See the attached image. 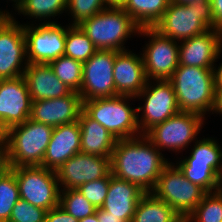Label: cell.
<instances>
[{"label": "cell", "mask_w": 222, "mask_h": 222, "mask_svg": "<svg viewBox=\"0 0 222 222\" xmlns=\"http://www.w3.org/2000/svg\"><path fill=\"white\" fill-rule=\"evenodd\" d=\"M23 24L28 64H49L64 55L66 31L70 24Z\"/></svg>", "instance_id": "obj_13"}, {"label": "cell", "mask_w": 222, "mask_h": 222, "mask_svg": "<svg viewBox=\"0 0 222 222\" xmlns=\"http://www.w3.org/2000/svg\"><path fill=\"white\" fill-rule=\"evenodd\" d=\"M98 49L78 25H71L66 31L64 55L72 59L88 61Z\"/></svg>", "instance_id": "obj_29"}, {"label": "cell", "mask_w": 222, "mask_h": 222, "mask_svg": "<svg viewBox=\"0 0 222 222\" xmlns=\"http://www.w3.org/2000/svg\"><path fill=\"white\" fill-rule=\"evenodd\" d=\"M214 137L195 140L188 157L179 158L176 164H200L213 167L222 176V148Z\"/></svg>", "instance_id": "obj_26"}, {"label": "cell", "mask_w": 222, "mask_h": 222, "mask_svg": "<svg viewBox=\"0 0 222 222\" xmlns=\"http://www.w3.org/2000/svg\"><path fill=\"white\" fill-rule=\"evenodd\" d=\"M107 0H67L68 15L70 13V25H79L83 20L100 13L109 7Z\"/></svg>", "instance_id": "obj_34"}, {"label": "cell", "mask_w": 222, "mask_h": 222, "mask_svg": "<svg viewBox=\"0 0 222 222\" xmlns=\"http://www.w3.org/2000/svg\"><path fill=\"white\" fill-rule=\"evenodd\" d=\"M115 50L100 49L83 62L82 84L78 92L82 101L118 96L114 85Z\"/></svg>", "instance_id": "obj_14"}, {"label": "cell", "mask_w": 222, "mask_h": 222, "mask_svg": "<svg viewBox=\"0 0 222 222\" xmlns=\"http://www.w3.org/2000/svg\"><path fill=\"white\" fill-rule=\"evenodd\" d=\"M131 222H184L166 202L146 192L136 205Z\"/></svg>", "instance_id": "obj_24"}, {"label": "cell", "mask_w": 222, "mask_h": 222, "mask_svg": "<svg viewBox=\"0 0 222 222\" xmlns=\"http://www.w3.org/2000/svg\"><path fill=\"white\" fill-rule=\"evenodd\" d=\"M59 206L77 219L85 218L96 211L77 189L60 190Z\"/></svg>", "instance_id": "obj_32"}, {"label": "cell", "mask_w": 222, "mask_h": 222, "mask_svg": "<svg viewBox=\"0 0 222 222\" xmlns=\"http://www.w3.org/2000/svg\"><path fill=\"white\" fill-rule=\"evenodd\" d=\"M10 1V0H9ZM12 2H14V6H13V8H15L18 4H19V2H20V0H11Z\"/></svg>", "instance_id": "obj_47"}, {"label": "cell", "mask_w": 222, "mask_h": 222, "mask_svg": "<svg viewBox=\"0 0 222 222\" xmlns=\"http://www.w3.org/2000/svg\"><path fill=\"white\" fill-rule=\"evenodd\" d=\"M81 129L80 152L103 157H111L117 139L109 131L90 118L83 110L78 118Z\"/></svg>", "instance_id": "obj_23"}, {"label": "cell", "mask_w": 222, "mask_h": 222, "mask_svg": "<svg viewBox=\"0 0 222 222\" xmlns=\"http://www.w3.org/2000/svg\"><path fill=\"white\" fill-rule=\"evenodd\" d=\"M204 120L206 119L199 114L179 111L164 122L154 125L144 135L161 153L166 148L175 153L183 152L198 139Z\"/></svg>", "instance_id": "obj_8"}, {"label": "cell", "mask_w": 222, "mask_h": 222, "mask_svg": "<svg viewBox=\"0 0 222 222\" xmlns=\"http://www.w3.org/2000/svg\"><path fill=\"white\" fill-rule=\"evenodd\" d=\"M184 222H222V189L207 193Z\"/></svg>", "instance_id": "obj_30"}, {"label": "cell", "mask_w": 222, "mask_h": 222, "mask_svg": "<svg viewBox=\"0 0 222 222\" xmlns=\"http://www.w3.org/2000/svg\"><path fill=\"white\" fill-rule=\"evenodd\" d=\"M31 105L24 76L0 79V125L5 130L26 121L31 113Z\"/></svg>", "instance_id": "obj_16"}, {"label": "cell", "mask_w": 222, "mask_h": 222, "mask_svg": "<svg viewBox=\"0 0 222 222\" xmlns=\"http://www.w3.org/2000/svg\"><path fill=\"white\" fill-rule=\"evenodd\" d=\"M110 185V173L104 177L82 184L77 190L97 209L101 208Z\"/></svg>", "instance_id": "obj_35"}, {"label": "cell", "mask_w": 222, "mask_h": 222, "mask_svg": "<svg viewBox=\"0 0 222 222\" xmlns=\"http://www.w3.org/2000/svg\"><path fill=\"white\" fill-rule=\"evenodd\" d=\"M144 135L116 141L110 158L111 173L151 192L164 167L169 163Z\"/></svg>", "instance_id": "obj_1"}, {"label": "cell", "mask_w": 222, "mask_h": 222, "mask_svg": "<svg viewBox=\"0 0 222 222\" xmlns=\"http://www.w3.org/2000/svg\"><path fill=\"white\" fill-rule=\"evenodd\" d=\"M110 5L121 6L126 0H107Z\"/></svg>", "instance_id": "obj_46"}, {"label": "cell", "mask_w": 222, "mask_h": 222, "mask_svg": "<svg viewBox=\"0 0 222 222\" xmlns=\"http://www.w3.org/2000/svg\"><path fill=\"white\" fill-rule=\"evenodd\" d=\"M113 77L118 95L136 97L148 81L141 53L137 55L129 49L116 51Z\"/></svg>", "instance_id": "obj_19"}, {"label": "cell", "mask_w": 222, "mask_h": 222, "mask_svg": "<svg viewBox=\"0 0 222 222\" xmlns=\"http://www.w3.org/2000/svg\"><path fill=\"white\" fill-rule=\"evenodd\" d=\"M31 100L64 97L72 90L55 75L49 64H28L24 71Z\"/></svg>", "instance_id": "obj_22"}, {"label": "cell", "mask_w": 222, "mask_h": 222, "mask_svg": "<svg viewBox=\"0 0 222 222\" xmlns=\"http://www.w3.org/2000/svg\"><path fill=\"white\" fill-rule=\"evenodd\" d=\"M145 193L137 184L117 178L110 172V185L101 208L109 215L131 222L136 205Z\"/></svg>", "instance_id": "obj_21"}, {"label": "cell", "mask_w": 222, "mask_h": 222, "mask_svg": "<svg viewBox=\"0 0 222 222\" xmlns=\"http://www.w3.org/2000/svg\"><path fill=\"white\" fill-rule=\"evenodd\" d=\"M151 193L171 206L184 220L207 194L203 188L186 179L171 161L164 167Z\"/></svg>", "instance_id": "obj_7"}, {"label": "cell", "mask_w": 222, "mask_h": 222, "mask_svg": "<svg viewBox=\"0 0 222 222\" xmlns=\"http://www.w3.org/2000/svg\"><path fill=\"white\" fill-rule=\"evenodd\" d=\"M172 1L179 3V4H192L194 2L203 1V0H172Z\"/></svg>", "instance_id": "obj_45"}, {"label": "cell", "mask_w": 222, "mask_h": 222, "mask_svg": "<svg viewBox=\"0 0 222 222\" xmlns=\"http://www.w3.org/2000/svg\"><path fill=\"white\" fill-rule=\"evenodd\" d=\"M186 179L203 188L207 193L222 189V176L211 166L176 164Z\"/></svg>", "instance_id": "obj_28"}, {"label": "cell", "mask_w": 222, "mask_h": 222, "mask_svg": "<svg viewBox=\"0 0 222 222\" xmlns=\"http://www.w3.org/2000/svg\"><path fill=\"white\" fill-rule=\"evenodd\" d=\"M215 29L222 31V0H210Z\"/></svg>", "instance_id": "obj_38"}, {"label": "cell", "mask_w": 222, "mask_h": 222, "mask_svg": "<svg viewBox=\"0 0 222 222\" xmlns=\"http://www.w3.org/2000/svg\"><path fill=\"white\" fill-rule=\"evenodd\" d=\"M82 110L80 94L72 91L64 97L33 101L29 119L54 128L78 121Z\"/></svg>", "instance_id": "obj_18"}, {"label": "cell", "mask_w": 222, "mask_h": 222, "mask_svg": "<svg viewBox=\"0 0 222 222\" xmlns=\"http://www.w3.org/2000/svg\"><path fill=\"white\" fill-rule=\"evenodd\" d=\"M139 35L149 38L141 56L148 80H170L179 66V42L161 35L153 27H141Z\"/></svg>", "instance_id": "obj_12"}, {"label": "cell", "mask_w": 222, "mask_h": 222, "mask_svg": "<svg viewBox=\"0 0 222 222\" xmlns=\"http://www.w3.org/2000/svg\"><path fill=\"white\" fill-rule=\"evenodd\" d=\"M79 222H99L98 218H97V215H96V211L92 215H89L85 218L79 219Z\"/></svg>", "instance_id": "obj_44"}, {"label": "cell", "mask_w": 222, "mask_h": 222, "mask_svg": "<svg viewBox=\"0 0 222 222\" xmlns=\"http://www.w3.org/2000/svg\"><path fill=\"white\" fill-rule=\"evenodd\" d=\"M135 98L143 99L144 102V105L137 107V123L141 134L180 111L173 85L169 80H148Z\"/></svg>", "instance_id": "obj_10"}, {"label": "cell", "mask_w": 222, "mask_h": 222, "mask_svg": "<svg viewBox=\"0 0 222 222\" xmlns=\"http://www.w3.org/2000/svg\"><path fill=\"white\" fill-rule=\"evenodd\" d=\"M211 112H212V114L216 113V114H219L222 116V87L215 88L214 102H213Z\"/></svg>", "instance_id": "obj_40"}, {"label": "cell", "mask_w": 222, "mask_h": 222, "mask_svg": "<svg viewBox=\"0 0 222 222\" xmlns=\"http://www.w3.org/2000/svg\"><path fill=\"white\" fill-rule=\"evenodd\" d=\"M45 222H79V219L74 218L58 205L47 211Z\"/></svg>", "instance_id": "obj_37"}, {"label": "cell", "mask_w": 222, "mask_h": 222, "mask_svg": "<svg viewBox=\"0 0 222 222\" xmlns=\"http://www.w3.org/2000/svg\"><path fill=\"white\" fill-rule=\"evenodd\" d=\"M171 0H126L122 9L140 26L154 27Z\"/></svg>", "instance_id": "obj_25"}, {"label": "cell", "mask_w": 222, "mask_h": 222, "mask_svg": "<svg viewBox=\"0 0 222 222\" xmlns=\"http://www.w3.org/2000/svg\"><path fill=\"white\" fill-rule=\"evenodd\" d=\"M6 130L0 125V151H3L5 146Z\"/></svg>", "instance_id": "obj_43"}, {"label": "cell", "mask_w": 222, "mask_h": 222, "mask_svg": "<svg viewBox=\"0 0 222 222\" xmlns=\"http://www.w3.org/2000/svg\"><path fill=\"white\" fill-rule=\"evenodd\" d=\"M53 127L27 119L6 130L3 153L11 168L42 166Z\"/></svg>", "instance_id": "obj_2"}, {"label": "cell", "mask_w": 222, "mask_h": 222, "mask_svg": "<svg viewBox=\"0 0 222 222\" xmlns=\"http://www.w3.org/2000/svg\"><path fill=\"white\" fill-rule=\"evenodd\" d=\"M66 8L67 0H20L14 11L28 19L29 17L35 21L38 19V22L41 21V23L42 20H44L43 23H56L55 20H50L61 16L64 11L67 13Z\"/></svg>", "instance_id": "obj_27"}, {"label": "cell", "mask_w": 222, "mask_h": 222, "mask_svg": "<svg viewBox=\"0 0 222 222\" xmlns=\"http://www.w3.org/2000/svg\"><path fill=\"white\" fill-rule=\"evenodd\" d=\"M222 53V31L209 29L179 43V65L213 68Z\"/></svg>", "instance_id": "obj_17"}, {"label": "cell", "mask_w": 222, "mask_h": 222, "mask_svg": "<svg viewBox=\"0 0 222 222\" xmlns=\"http://www.w3.org/2000/svg\"><path fill=\"white\" fill-rule=\"evenodd\" d=\"M46 213L47 210L20 198L14 205L8 222H45Z\"/></svg>", "instance_id": "obj_36"}, {"label": "cell", "mask_w": 222, "mask_h": 222, "mask_svg": "<svg viewBox=\"0 0 222 222\" xmlns=\"http://www.w3.org/2000/svg\"><path fill=\"white\" fill-rule=\"evenodd\" d=\"M169 81L180 111L196 113L204 118L211 113L215 91L213 68L179 65Z\"/></svg>", "instance_id": "obj_4"}, {"label": "cell", "mask_w": 222, "mask_h": 222, "mask_svg": "<svg viewBox=\"0 0 222 222\" xmlns=\"http://www.w3.org/2000/svg\"><path fill=\"white\" fill-rule=\"evenodd\" d=\"M110 158L75 154L55 171L60 190L77 189L84 183L106 177L111 172Z\"/></svg>", "instance_id": "obj_15"}, {"label": "cell", "mask_w": 222, "mask_h": 222, "mask_svg": "<svg viewBox=\"0 0 222 222\" xmlns=\"http://www.w3.org/2000/svg\"><path fill=\"white\" fill-rule=\"evenodd\" d=\"M11 169V165L6 159V156L0 151V180Z\"/></svg>", "instance_id": "obj_42"}, {"label": "cell", "mask_w": 222, "mask_h": 222, "mask_svg": "<svg viewBox=\"0 0 222 222\" xmlns=\"http://www.w3.org/2000/svg\"><path fill=\"white\" fill-rule=\"evenodd\" d=\"M56 77L72 91L79 92L82 84L83 62L65 55L49 63Z\"/></svg>", "instance_id": "obj_31"}, {"label": "cell", "mask_w": 222, "mask_h": 222, "mask_svg": "<svg viewBox=\"0 0 222 222\" xmlns=\"http://www.w3.org/2000/svg\"><path fill=\"white\" fill-rule=\"evenodd\" d=\"M130 99L136 98L118 95L83 101V111L117 140L134 138L142 134L137 123V108L129 104Z\"/></svg>", "instance_id": "obj_6"}, {"label": "cell", "mask_w": 222, "mask_h": 222, "mask_svg": "<svg viewBox=\"0 0 222 222\" xmlns=\"http://www.w3.org/2000/svg\"><path fill=\"white\" fill-rule=\"evenodd\" d=\"M12 12L0 9V79L23 76L28 65L23 24Z\"/></svg>", "instance_id": "obj_9"}, {"label": "cell", "mask_w": 222, "mask_h": 222, "mask_svg": "<svg viewBox=\"0 0 222 222\" xmlns=\"http://www.w3.org/2000/svg\"><path fill=\"white\" fill-rule=\"evenodd\" d=\"M20 198L47 211L59 205L60 188L54 170L42 166L11 168Z\"/></svg>", "instance_id": "obj_11"}, {"label": "cell", "mask_w": 222, "mask_h": 222, "mask_svg": "<svg viewBox=\"0 0 222 222\" xmlns=\"http://www.w3.org/2000/svg\"><path fill=\"white\" fill-rule=\"evenodd\" d=\"M96 215L99 222H125L120 219V216L109 215V213L102 208L96 209Z\"/></svg>", "instance_id": "obj_39"}, {"label": "cell", "mask_w": 222, "mask_h": 222, "mask_svg": "<svg viewBox=\"0 0 222 222\" xmlns=\"http://www.w3.org/2000/svg\"><path fill=\"white\" fill-rule=\"evenodd\" d=\"M213 73H214L215 88H221L222 87V63H220L219 65H216V62H215L214 67H213Z\"/></svg>", "instance_id": "obj_41"}, {"label": "cell", "mask_w": 222, "mask_h": 222, "mask_svg": "<svg viewBox=\"0 0 222 222\" xmlns=\"http://www.w3.org/2000/svg\"><path fill=\"white\" fill-rule=\"evenodd\" d=\"M78 26L98 50L115 51L128 50L125 42L138 35L141 28L121 6L115 5L83 20Z\"/></svg>", "instance_id": "obj_3"}, {"label": "cell", "mask_w": 222, "mask_h": 222, "mask_svg": "<svg viewBox=\"0 0 222 222\" xmlns=\"http://www.w3.org/2000/svg\"><path fill=\"white\" fill-rule=\"evenodd\" d=\"M20 199L15 173L10 169L0 180V222H8L14 205Z\"/></svg>", "instance_id": "obj_33"}, {"label": "cell", "mask_w": 222, "mask_h": 222, "mask_svg": "<svg viewBox=\"0 0 222 222\" xmlns=\"http://www.w3.org/2000/svg\"><path fill=\"white\" fill-rule=\"evenodd\" d=\"M153 28L176 42L187 40L209 29H215L211 1L179 4L171 0L163 17Z\"/></svg>", "instance_id": "obj_5"}, {"label": "cell", "mask_w": 222, "mask_h": 222, "mask_svg": "<svg viewBox=\"0 0 222 222\" xmlns=\"http://www.w3.org/2000/svg\"><path fill=\"white\" fill-rule=\"evenodd\" d=\"M81 129L78 121L53 128L42 167L56 171L63 163L80 152Z\"/></svg>", "instance_id": "obj_20"}]
</instances>
